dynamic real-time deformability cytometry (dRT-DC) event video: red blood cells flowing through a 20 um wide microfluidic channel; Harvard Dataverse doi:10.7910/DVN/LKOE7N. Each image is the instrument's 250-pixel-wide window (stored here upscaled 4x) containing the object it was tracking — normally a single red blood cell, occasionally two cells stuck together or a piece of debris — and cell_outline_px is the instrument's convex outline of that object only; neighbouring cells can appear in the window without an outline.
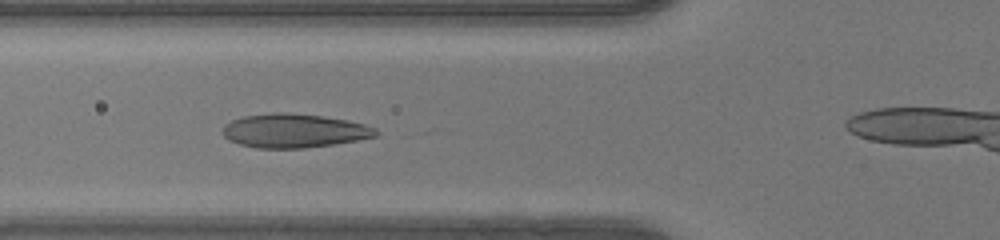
{"species": "human", "species_latin": "Homo sapiens", "temperature_condition": "warm", "stored_images_in_passage": 31, "camera_frame_rate_fps": 3000, "um_per_image_px": 0.085, "donor": {"sex": "female"}, "frame": {"image": 1, "passage_image": 9, "time_ms": 2.667, "image_size_px": [1000, 240], "cell_outline_px": [[380, 132], [376, 136], [356, 140], [332, 144], [304, 148], [256, 148], [240, 144], [228, 140], [224, 136], [224, 124], [232, 120], [244, 116], [276, 112], [284, 112], [324, 116], [364, 124], [376, 128]], "centroid_in_image_um": [24.99, 11.11], "position_along_channel_um": 100.8, "area_um2": 30.06}}
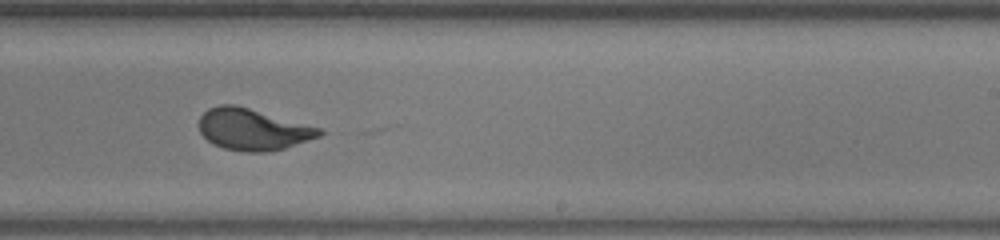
{"frame": {"image": 2, "passage_image": 21, "time_ms": 6.667, "image_size_px": [1000, 240], "cell_outline_px": [[324, 132], [320, 136], [284, 148], [268, 152], [244, 152], [224, 148], [212, 144], [200, 132], [200, 116], [208, 108], [220, 104], [236, 104], [324, 128]], "centroid_in_image_um": [21.52, 10.99], "position_along_channel_um": 267.5, "area_um2": 29.36}}
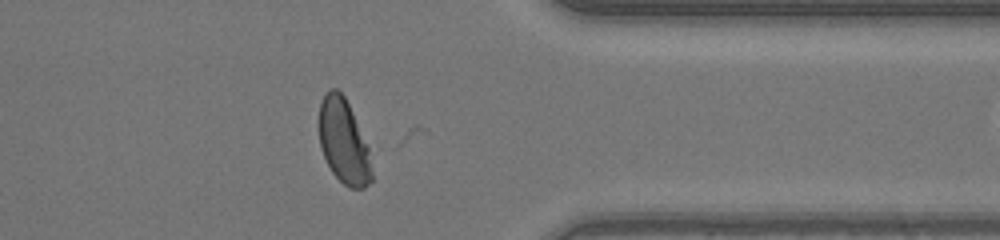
{"frame": {"image": 3, "passage_image": 30, "time_ms": 9.667, "image_size_px": [1000, 240], "cell_outline_px": [[372, 180], [364, 188], [348, 188], [332, 172], [320, 148], [316, 120], [320, 104], [324, 96], [332, 88], [336, 88], [344, 96], [352, 112], [368, 148], [372, 172]], "centroid_in_image_um": [29.16, 12.03], "position_along_channel_um": 382.2, "area_um2": 25.95}}